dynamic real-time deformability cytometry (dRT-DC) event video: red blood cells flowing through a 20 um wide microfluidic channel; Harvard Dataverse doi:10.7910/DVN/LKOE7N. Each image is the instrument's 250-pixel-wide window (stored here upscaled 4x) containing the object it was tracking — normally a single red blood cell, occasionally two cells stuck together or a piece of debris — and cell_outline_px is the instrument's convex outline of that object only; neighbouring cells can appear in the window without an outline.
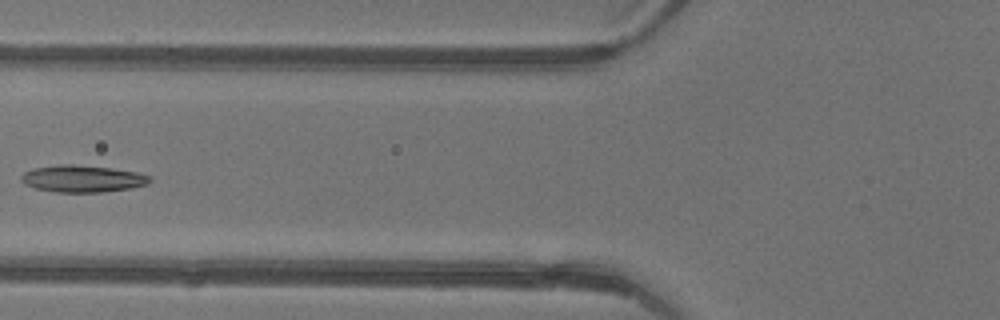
{"species": "common noctule bat (a hibernating species)", "species_latin": "Nyctalus noctula", "temperature_condition": "warm", "stored_images_in_passage": 6, "camera_frame_rate_fps": 3000, "um_per_image_px": 0.085, "animal": {"sex": "female"}, "frame": {"image": 1, "passage_image": 6, "time_ms": 1.667, "image_size_px": [1000, 320], "cell_outline_px": [[152, 180], [148, 184], [132, 188], [104, 192], [56, 192], [36, 188], [24, 184], [20, 180], [20, 176], [24, 172], [32, 168], [60, 164], [72, 164], [112, 168], [136, 172], [152, 176]], "centroid_in_image_um": [7.02, 15.19], "position_along_channel_um": 118.8, "area_um2": 20.4}}